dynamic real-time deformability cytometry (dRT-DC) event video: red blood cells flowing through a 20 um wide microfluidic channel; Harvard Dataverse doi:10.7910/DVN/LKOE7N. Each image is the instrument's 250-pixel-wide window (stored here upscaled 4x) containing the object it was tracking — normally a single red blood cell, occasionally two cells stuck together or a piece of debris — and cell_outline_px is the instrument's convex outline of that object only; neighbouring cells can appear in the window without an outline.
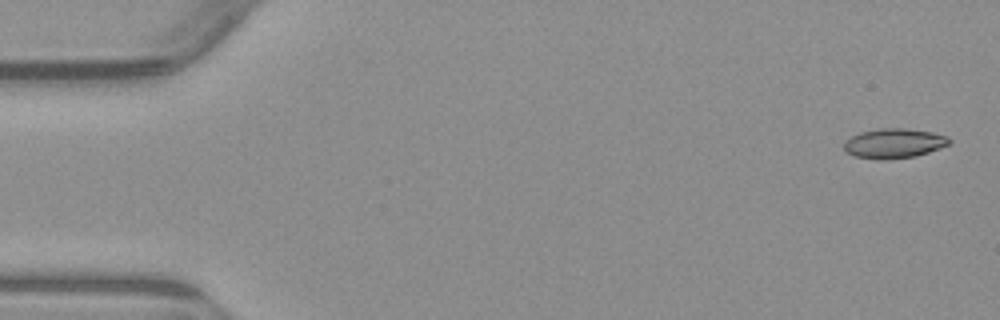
{"species": "common noctule bat (a hibernating species)", "species_latin": "Nyctalus noctula", "temperature_condition": "warm", "stored_images_in_passage": 4, "camera_frame_rate_fps": 3000, "um_per_image_px": 0.085, "animal": {"sex": "male", "body_mass_g": 23.1, "forearm_length_mm": 52.7}, "frame": {"image": 1, "passage_image": 1, "time_ms": 0.0, "image_size_px": [1000, 320], "cell_outline_px": [[952, 140], [948, 144], [940, 148], [916, 156], [880, 160], [876, 160], [856, 156], [848, 152], [844, 148], [844, 140], [860, 132], [880, 128], [904, 128], [932, 132], [948, 136]], "centroid_in_image_um": [75.99, 12.18], "position_along_channel_um": 9.0, "area_um2": 18.21}}
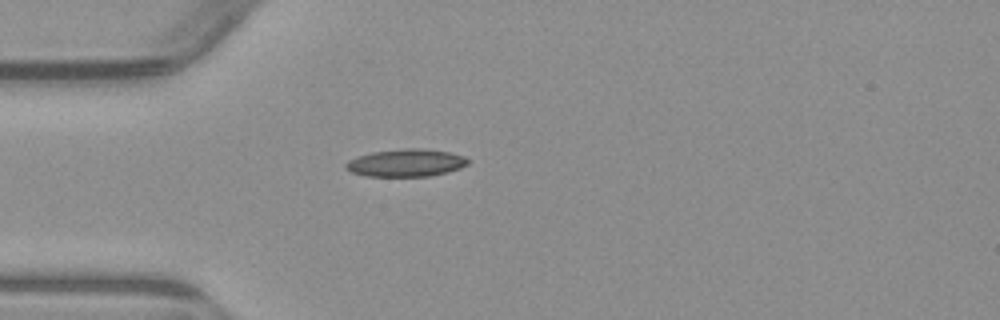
{"frame": {"image": 2, "passage_image": 4, "time_ms": 4.333, "image_size_px": [1000, 320], "cell_outline_px": [[472, 160], [468, 164], [460, 168], [448, 172], [428, 176], [368, 176], [352, 172], [344, 168], [344, 164], [348, 160], [356, 156], [372, 152], [408, 148], [424, 148], [448, 152], [464, 156]], "centroid_in_image_um": [34.52, 13.84], "position_along_channel_um": 50.5, "area_um2": 19.71}}